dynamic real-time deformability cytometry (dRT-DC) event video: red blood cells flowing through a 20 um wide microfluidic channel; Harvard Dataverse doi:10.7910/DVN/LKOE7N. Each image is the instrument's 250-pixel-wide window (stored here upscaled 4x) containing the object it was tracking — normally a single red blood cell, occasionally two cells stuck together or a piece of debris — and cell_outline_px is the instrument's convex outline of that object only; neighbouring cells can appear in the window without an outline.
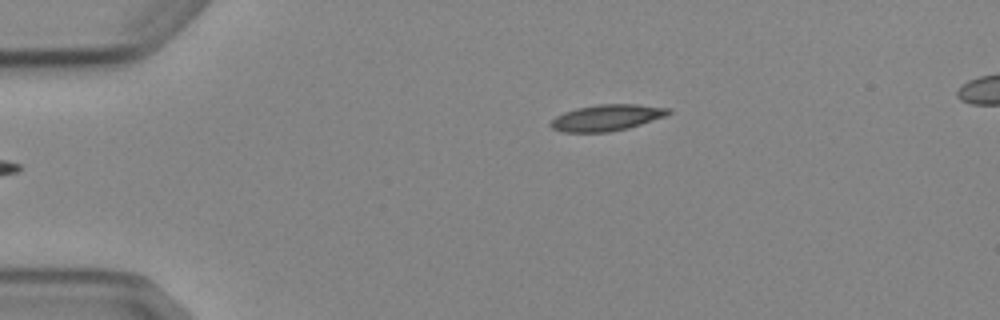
{"species": "Egyptian fruit bat (a non-hibernating species)", "species_latin": "Rousettus aegyptiacus", "temperature_condition": "cold", "stored_images_in_passage": 3, "camera_frame_rate_fps": 3000, "um_per_image_px": 0.085, "animal": {"sex": "female"}, "frame": {"image": 1, "passage_image": 3, "time_ms": 2.333, "image_size_px": [1000, 320], "cell_outline_px": [[672, 112], [664, 116], [628, 128], [608, 132], [560, 132], [552, 128], [548, 124], [556, 116], [564, 112], [576, 108], [600, 104], [636, 104], [672, 108]], "centroid_in_image_um": [51.55, 10.0], "position_along_channel_um": 33.4, "area_um2": 17.98}}